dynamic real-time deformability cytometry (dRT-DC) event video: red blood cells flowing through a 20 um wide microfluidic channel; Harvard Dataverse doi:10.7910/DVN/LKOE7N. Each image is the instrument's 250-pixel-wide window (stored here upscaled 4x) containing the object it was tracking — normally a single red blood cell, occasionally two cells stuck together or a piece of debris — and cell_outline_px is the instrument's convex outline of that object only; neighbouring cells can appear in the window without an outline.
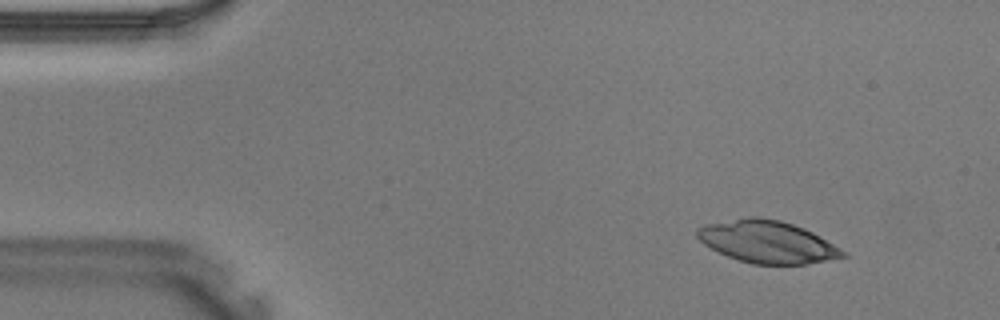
{"species": "Egyptian fruit bat (a non-hibernating species)", "species_latin": "Rousettus aegyptiacus", "temperature_condition": "warm", "stored_images_in_passage": 37, "camera_frame_rate_fps": 3000, "um_per_image_px": 0.085, "animal": {"sex": "male"}, "frame": {"image": 1, "passage_image": 1, "time_ms": 0.0, "image_size_px": [1000, 320], "cell_outline_px": [[848, 256], [804, 264], [752, 264], [728, 256], [704, 244], [696, 236], [696, 228], [708, 224], [748, 216], [756, 216], [780, 220], [804, 228], [812, 232], [832, 244], [844, 252]], "centroid_in_image_um": [65.19, 20.54], "position_along_channel_um": 19.8, "area_um2": 35.32}}